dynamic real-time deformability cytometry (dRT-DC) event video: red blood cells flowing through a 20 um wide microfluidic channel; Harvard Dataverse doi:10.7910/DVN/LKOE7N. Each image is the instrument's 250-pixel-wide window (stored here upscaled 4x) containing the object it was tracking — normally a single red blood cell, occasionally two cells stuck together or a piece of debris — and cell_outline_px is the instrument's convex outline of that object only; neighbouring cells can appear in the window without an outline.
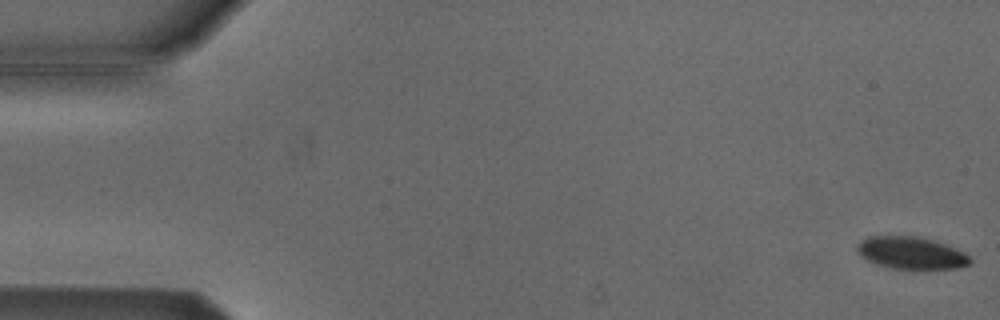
{"species": "Egyptian fruit bat (a non-hibernating species)", "species_latin": "Rousettus aegyptiacus", "temperature_condition": "cold", "stored_images_in_passage": 54, "camera_frame_rate_fps": 3000, "um_per_image_px": 0.085, "animal": {"sex": "male"}, "frame": {"image": 1, "passage_image": 1, "time_ms": 0.0, "image_size_px": [1000, 320], "cell_outline_px": [[972, 260], [968, 264], [956, 268], [892, 268], [876, 264], [860, 256], [856, 252], [856, 244], [868, 236], [912, 236], [932, 240], [944, 244], [964, 252]], "centroid_in_image_um": [77.38, 21.49], "position_along_channel_um": 7.6, "area_um2": 20.87}}
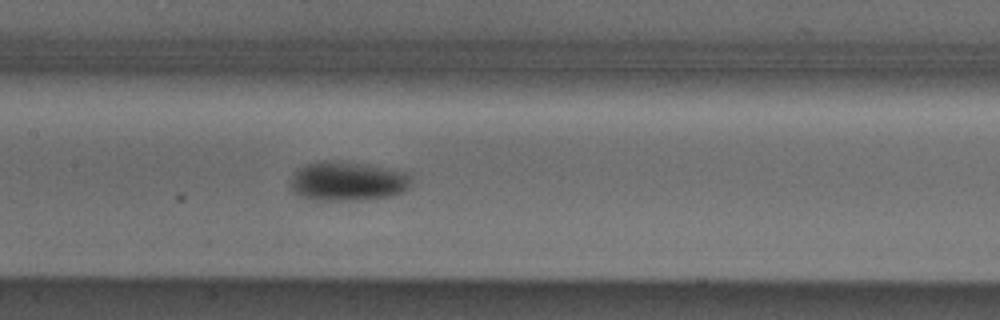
{"frame": {"image": 2, "passage_image": 26, "time_ms": 8.333, "image_size_px": [1000, 320], "cell_outline_px": [[412, 184], [404, 192], [392, 196], [356, 200], [312, 200], [300, 196], [292, 192], [288, 184], [292, 172], [296, 168], [304, 164], [320, 160], [332, 160], [364, 164], [408, 172], [412, 176]], "centroid_in_image_um": [29.49, 15.4], "position_along_channel_um": 177.9, "area_um2": 28.44}}
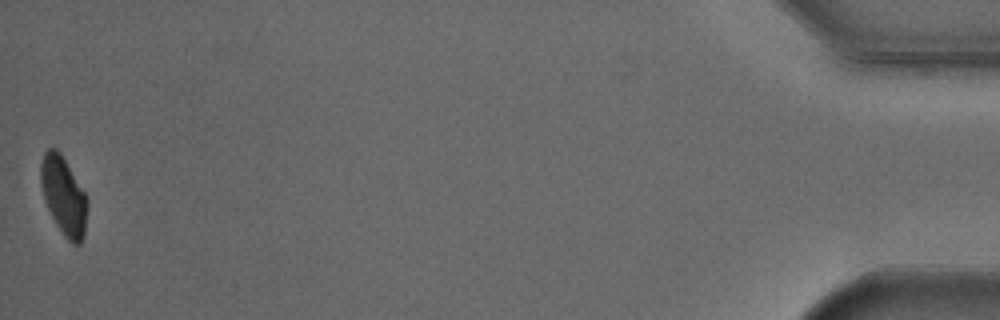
{"frame": {"image": 3, "passage_image": 54, "time_ms": 17.667, "image_size_px": [1000, 320], "cell_outline_px": [[88, 204], [84, 236], [80, 244], [72, 244], [64, 236], [56, 224], [48, 208], [40, 184], [40, 164], [44, 152], [48, 148], [56, 148], [60, 152], [84, 192], [88, 200]], "centroid_in_image_um": [5.41, 16.65], "position_along_channel_um": 429.8, "area_um2": 21.1}, "authors_computed_cell_mechanics": {"area_um2": 24.0737, "velocity_mm_per_s": 3.793, "shape_relaxation_time_tau1_ms": 2.8676, "shape_relaxation_time_tau2_ms": null, "deformation_change_tau1": 0.0957, "deformation_change_tau2": null}}